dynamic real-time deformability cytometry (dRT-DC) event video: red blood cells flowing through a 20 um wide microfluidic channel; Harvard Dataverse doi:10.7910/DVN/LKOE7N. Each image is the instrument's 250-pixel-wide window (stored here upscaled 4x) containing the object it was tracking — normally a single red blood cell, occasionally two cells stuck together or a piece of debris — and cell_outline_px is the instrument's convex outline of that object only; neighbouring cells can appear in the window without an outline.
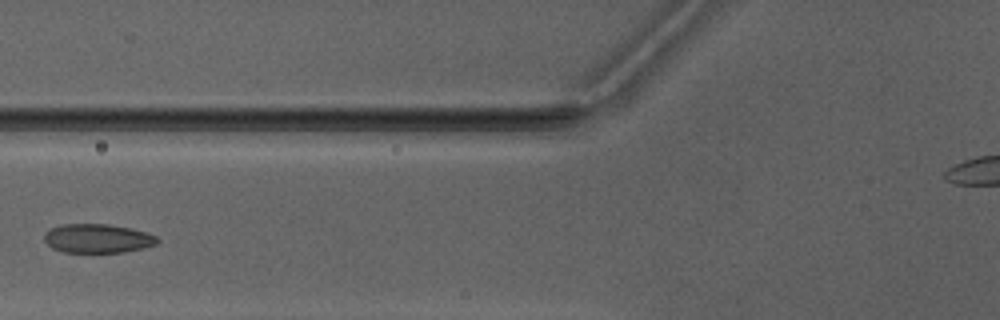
{"species": "Egyptian fruit bat (a non-hibernating species)", "species_latin": "Rousettus aegyptiacus", "temperature_condition": "warm", "stored_images_in_passage": 4, "camera_frame_rate_fps": 3000, "um_per_image_px": 0.085, "animal": {"sex": "male"}, "frame": {"image": 1, "passage_image": 4, "time_ms": 3.667, "image_size_px": [1000, 320], "cell_outline_px": [[160, 240], [156, 244], [144, 248], [124, 252], [64, 252], [52, 248], [44, 240], [44, 232], [52, 228], [64, 224], [108, 224], [148, 232], [156, 236]], "centroid_in_image_um": [8.31, 20.27], "position_along_channel_um": 117.5, "area_um2": 19.07}}